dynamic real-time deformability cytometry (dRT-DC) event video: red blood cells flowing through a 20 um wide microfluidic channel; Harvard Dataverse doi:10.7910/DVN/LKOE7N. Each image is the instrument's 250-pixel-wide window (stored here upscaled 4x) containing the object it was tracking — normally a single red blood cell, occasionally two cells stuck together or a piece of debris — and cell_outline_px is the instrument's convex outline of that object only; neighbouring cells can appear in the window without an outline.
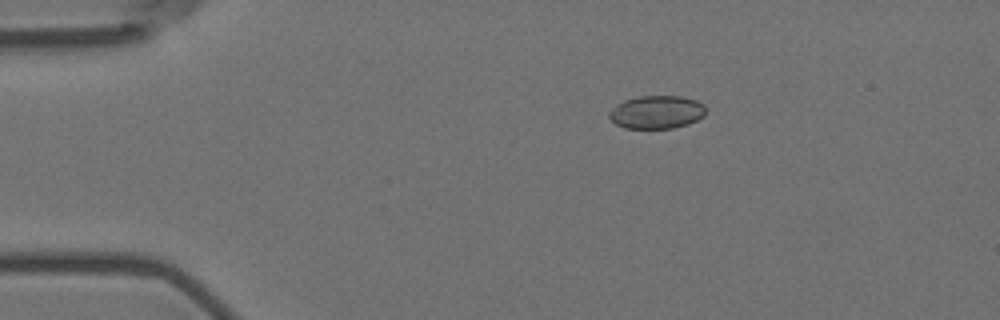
{"species": "Egyptian fruit bat (a non-hibernating species)", "species_latin": "Rousettus aegyptiacus", "temperature_condition": "room temperature", "stored_images_in_passage": 44, "camera_frame_rate_fps": 3000, "um_per_image_px": 0.085, "animal": {"sex": "female"}, "frame": {"image": 1, "passage_image": 1, "time_ms": 0.0, "image_size_px": [1000, 320], "cell_outline_px": [[704, 116], [688, 124], [672, 128], [624, 128], [616, 124], [608, 116], [608, 112], [616, 104], [624, 100], [640, 96], [680, 96], [696, 100], [704, 104]], "centroid_in_image_um": [55.79, 9.53], "position_along_channel_um": 29.2, "area_um2": 18.61}}
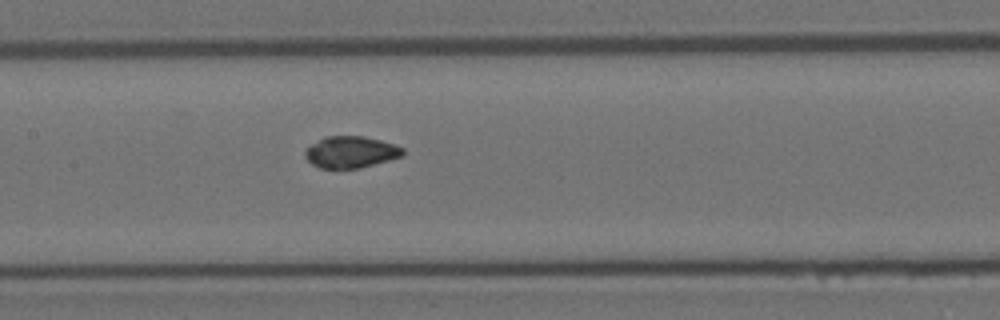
{"frame": {"image": 2, "passage_image": 18, "time_ms": 5.667, "image_size_px": [1000, 320], "cell_outline_px": [[404, 156], [360, 168], [320, 168], [312, 164], [304, 156], [304, 152], [312, 144], [328, 136], [364, 136], [380, 140], [404, 148]], "centroid_in_image_um": [29.84, 12.93], "position_along_channel_um": 177.6, "area_um2": 17.86}}
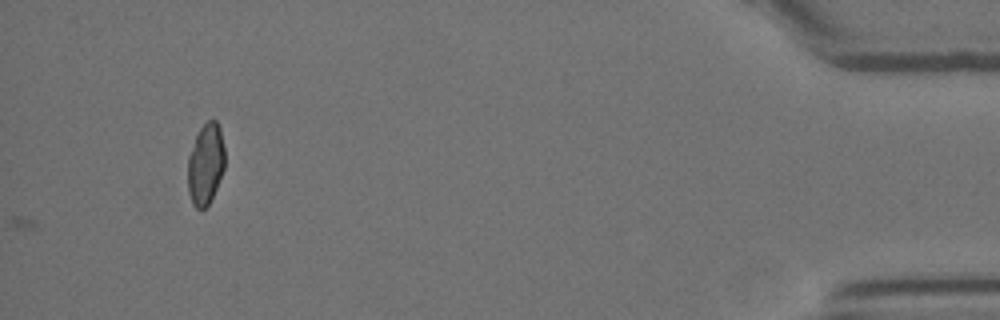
{"frame": {"image": 3, "passage_image": 44, "time_ms": 14.333, "image_size_px": [1000, 320], "cell_outline_px": [[224, 168], [216, 188], [208, 204], [200, 212], [192, 204], [188, 192], [188, 156], [196, 136], [200, 128], [208, 120], [216, 120], [220, 128], [224, 148]], "centroid_in_image_um": [17.46, 13.96], "position_along_channel_um": 417.7, "area_um2": 17.46}, "authors_computed_cell_mechanics": {"area_um2": 18.3226, "velocity_mm_per_s": 3.5895, "shape_relaxation_time_tau1_ms": null, "shape_relaxation_time_tau2_ms": 1.2082, "deformation_change_tau1": null, "deformation_change_tau2": 0.0337}}